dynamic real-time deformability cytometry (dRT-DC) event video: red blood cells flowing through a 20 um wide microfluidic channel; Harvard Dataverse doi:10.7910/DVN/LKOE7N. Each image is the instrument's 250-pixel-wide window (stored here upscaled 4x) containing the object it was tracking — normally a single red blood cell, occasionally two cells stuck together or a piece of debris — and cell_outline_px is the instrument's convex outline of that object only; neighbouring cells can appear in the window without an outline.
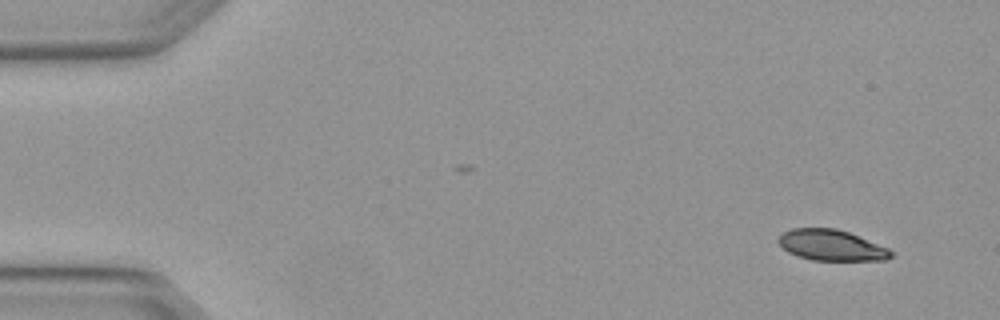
{"species": "Egyptian fruit bat (a non-hibernating species)", "species_latin": "Rousettus aegyptiacus", "temperature_condition": "warm", "stored_images_in_passage": 4, "camera_frame_rate_fps": 3000, "um_per_image_px": 0.085, "animal": {"sex": "female"}, "frame": {"image": 1, "passage_image": 1, "time_ms": 0.0, "image_size_px": [1000, 320], "cell_outline_px": [[892, 256], [888, 260], [812, 260], [788, 252], [776, 240], [784, 232], [792, 228], [836, 228], [848, 232], [888, 248], [892, 252]], "centroid_in_image_um": [70.67, 20.84], "position_along_channel_um": 14.3, "area_um2": 20.0}}
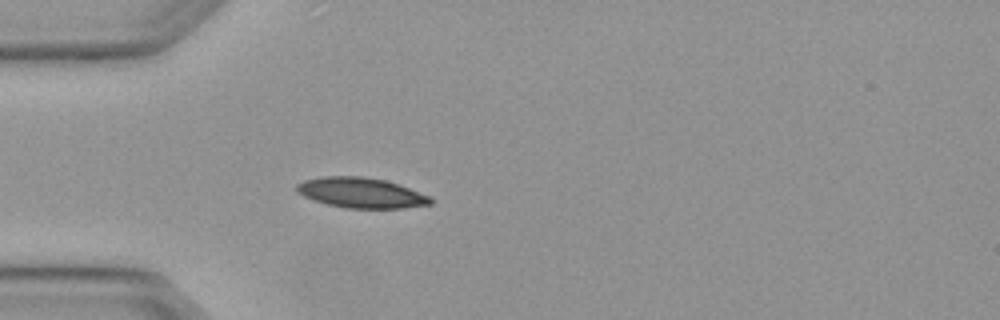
{"frame": {"image": 2, "passage_image": 4, "time_ms": 1.0, "image_size_px": [1000, 320], "cell_outline_px": [[436, 200], [432, 204], [400, 208], [348, 208], [328, 204], [304, 196], [296, 192], [296, 184], [304, 180], [320, 176], [364, 176], [384, 180], [400, 184], [432, 196]], "centroid_in_image_um": [30.75, 16.37], "position_along_channel_um": 54.3, "area_um2": 23.81}}